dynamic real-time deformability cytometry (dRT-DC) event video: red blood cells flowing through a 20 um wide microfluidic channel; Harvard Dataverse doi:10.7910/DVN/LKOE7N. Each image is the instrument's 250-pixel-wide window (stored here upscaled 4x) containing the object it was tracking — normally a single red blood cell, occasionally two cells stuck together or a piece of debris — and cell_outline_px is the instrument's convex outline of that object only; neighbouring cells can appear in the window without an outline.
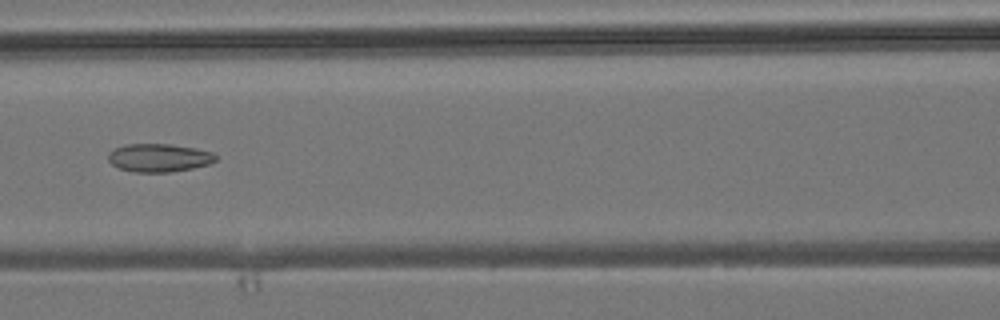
{"species": "common noctule bat (a hibernating species)", "species_latin": "Nyctalus noctula", "temperature_condition": "room temperature", "stored_images_in_passage": 6, "camera_frame_rate_fps": 3000, "um_per_image_px": 0.085, "animal": {"sex": "male", "body_mass_g": 19.2, "forearm_length_mm": 51.8}, "frame": {"image": 1, "passage_image": 6, "time_ms": 5.667, "image_size_px": [1000, 320], "cell_outline_px": [[216, 160], [208, 164], [192, 168], [168, 172], [136, 172], [120, 168], [112, 164], [108, 160], [108, 152], [124, 144], [172, 144], [196, 148], [212, 152], [216, 156]], "centroid_in_image_um": [13.5, 13.4], "position_along_channel_um": 153.1, "area_um2": 17.57}}